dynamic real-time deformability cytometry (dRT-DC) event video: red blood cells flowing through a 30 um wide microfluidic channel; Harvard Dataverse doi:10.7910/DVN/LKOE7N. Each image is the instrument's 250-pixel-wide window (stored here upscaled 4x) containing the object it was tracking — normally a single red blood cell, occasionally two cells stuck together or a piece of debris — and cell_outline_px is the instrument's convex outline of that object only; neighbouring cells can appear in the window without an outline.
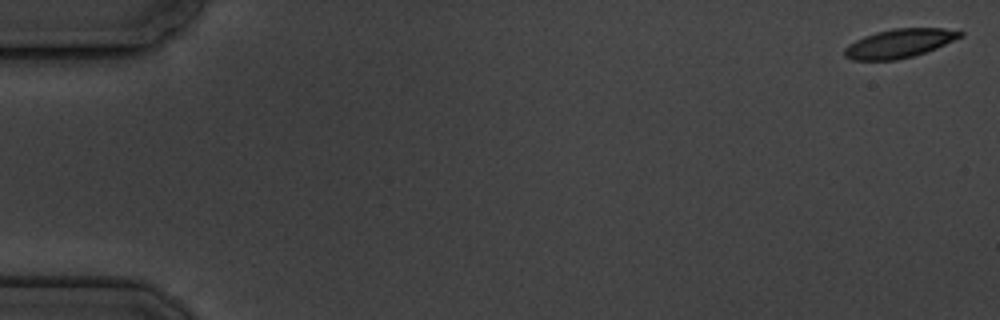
{"species": "common noctule bat (a hibernating species)", "species_latin": "Nyctalus noctula", "temperature_condition": "cold", "stored_images_in_passage": 5, "camera_frame_rate_fps": 3000, "um_per_image_px": 0.085, "animal": {"sex": "male", "body_mass_g": 19.5, "forearm_length_mm": 54.6}, "frame": {"image": 1, "passage_image": 1, "time_ms": 0.0, "image_size_px": [1000, 320], "cell_outline_px": [[964, 36], [936, 48], [912, 56], [896, 60], [852, 60], [844, 56], [844, 48], [848, 44], [864, 36], [876, 32], [892, 28], [944, 28], [964, 32]], "centroid_in_image_um": [76.44, 3.68], "position_along_channel_um": 8.6, "area_um2": 19.42}}
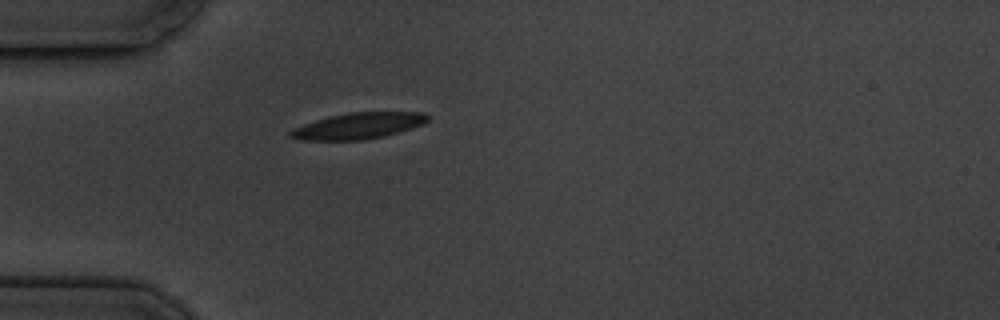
{"frame": {"image": 2, "passage_image": 5, "time_ms": 5.333, "image_size_px": [1000, 320], "cell_outline_px": [[432, 116], [424, 124], [384, 136], [364, 140], [300, 140], [288, 136], [288, 132], [292, 128], [328, 116], [348, 112], [424, 112]], "centroid_in_image_um": [30.46, 10.69], "position_along_channel_um": 54.5, "area_um2": 21.1}}